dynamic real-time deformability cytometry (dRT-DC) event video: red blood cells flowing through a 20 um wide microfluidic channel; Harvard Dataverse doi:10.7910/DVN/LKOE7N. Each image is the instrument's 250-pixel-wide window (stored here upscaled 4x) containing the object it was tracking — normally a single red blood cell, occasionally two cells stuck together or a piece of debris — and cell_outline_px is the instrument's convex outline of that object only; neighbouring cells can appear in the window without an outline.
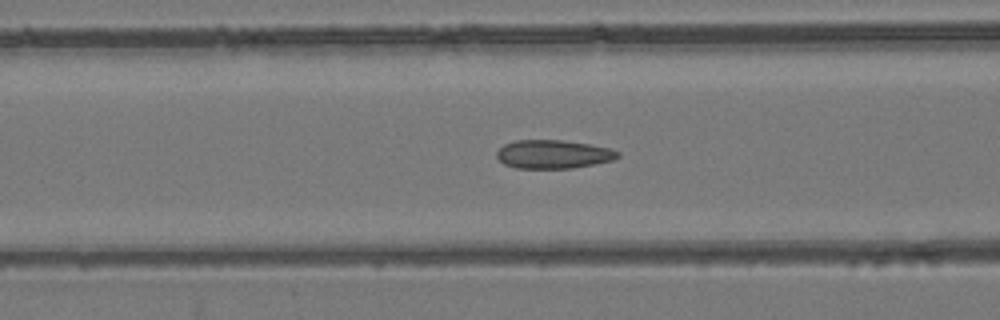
{"species": "common noctule bat (a hibernating species)", "species_latin": "Nyctalus noctula", "temperature_condition": "room temperature", "stored_images_in_passage": 51, "camera_frame_rate_fps": 3000, "um_per_image_px": 0.085, "animal": {"sex": "female", "body_mass_g": 24.6, "forearm_length_mm": 56.2}, "frame": {"image": 1, "passage_image": 19, "time_ms": 6.0, "image_size_px": [1000, 320], "cell_outline_px": [[620, 156], [612, 160], [572, 168], [516, 168], [504, 164], [496, 156], [496, 152], [504, 144], [516, 140], [564, 140], [588, 144], [608, 148], [620, 152]], "centroid_in_image_um": [47.0, 13.1], "position_along_channel_um": 119.6, "area_um2": 20.0}}
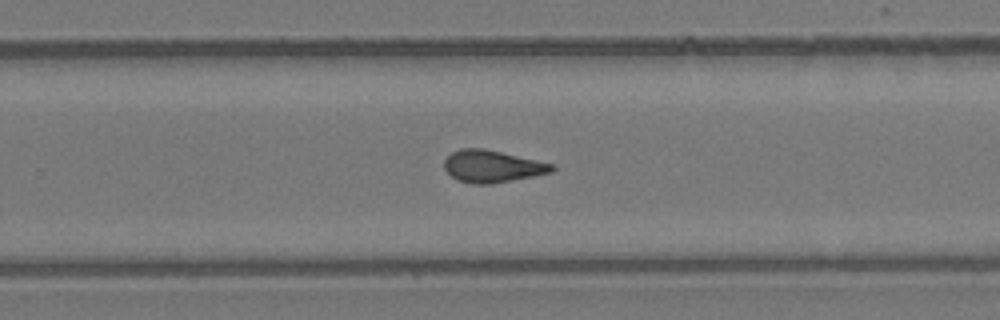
{"frame": {"image": 2, "passage_image": 32, "time_ms": 10.333, "image_size_px": [1000, 320], "cell_outline_px": [[556, 168], [552, 172], [492, 184], [472, 184], [456, 180], [444, 168], [444, 160], [452, 152], [460, 148], [484, 148], [552, 164]], "centroid_in_image_um": [41.8, 14.14], "position_along_channel_um": 288.0, "area_um2": 20.0}}
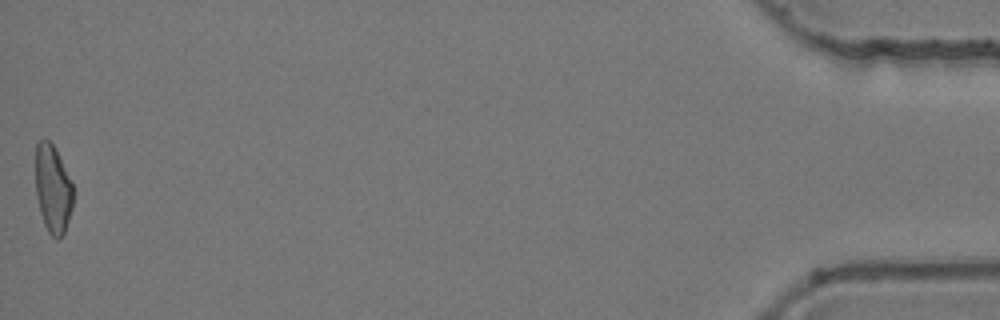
{"frame": {"image": 3, "passage_image": 51, "time_ms": 16.667, "image_size_px": [1000, 320], "cell_outline_px": [[72, 208], [64, 232], [56, 240], [48, 232], [44, 224], [40, 212], [36, 196], [36, 144], [40, 140], [48, 140], [52, 144], [72, 184]], "centroid_in_image_um": [4.47, 16.1], "position_along_channel_um": 430.7, "area_um2": 18.79}, "authors_computed_cell_mechanics": {"area_um2": 20.0566, "velocity_mm_per_s": 3.8809, "shape_relaxation_time_tau1_ms": null, "shape_relaxation_time_tau2_ms": 1.5966, "deformation_change_tau1": null, "deformation_change_tau2": 0.0873}}